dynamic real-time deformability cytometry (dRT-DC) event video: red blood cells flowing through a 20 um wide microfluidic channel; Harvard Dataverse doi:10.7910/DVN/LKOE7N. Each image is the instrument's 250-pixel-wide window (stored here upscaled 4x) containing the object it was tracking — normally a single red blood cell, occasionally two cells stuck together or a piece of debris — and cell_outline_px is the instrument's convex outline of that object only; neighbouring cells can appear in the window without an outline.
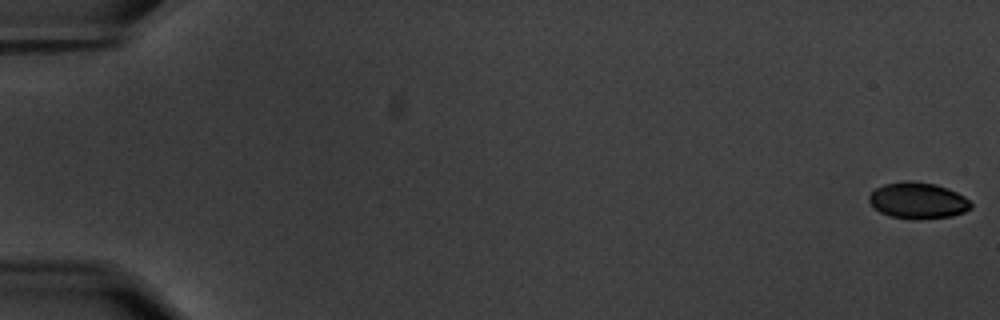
{"species": "common noctule bat (a hibernating species)", "species_latin": "Nyctalus noctula", "temperature_condition": "warm", "stored_images_in_passage": 3, "camera_frame_rate_fps": 3000, "um_per_image_px": 0.085, "animal": {"sex": "male", "body_mass_g": 20.1, "forearm_length_mm": 53.5}, "frame": {"image": 1, "passage_image": 1, "time_ms": 0.0, "image_size_px": [1000, 320], "cell_outline_px": [[972, 208], [964, 212], [952, 216], [920, 220], [912, 220], [888, 216], [872, 208], [868, 200], [868, 196], [876, 188], [884, 184], [904, 180], [912, 180], [936, 184], [948, 188], [964, 196], [972, 204]], "centroid_in_image_um": [77.99, 17.05], "position_along_channel_um": 7.0, "area_um2": 22.02}}